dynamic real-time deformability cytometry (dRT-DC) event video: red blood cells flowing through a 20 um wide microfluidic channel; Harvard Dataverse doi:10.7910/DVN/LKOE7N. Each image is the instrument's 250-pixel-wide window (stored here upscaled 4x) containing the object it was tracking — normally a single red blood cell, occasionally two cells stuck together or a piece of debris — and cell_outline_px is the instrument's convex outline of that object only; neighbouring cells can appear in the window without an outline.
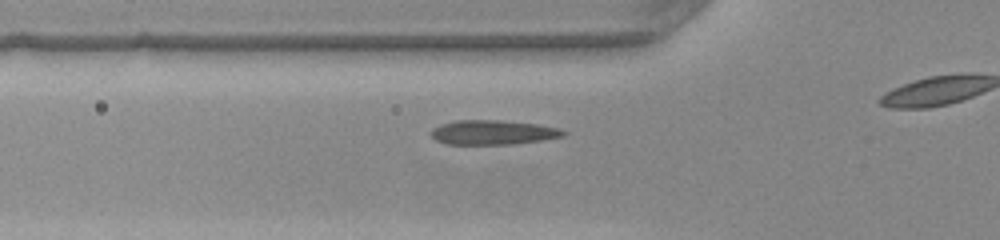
{"species": "common noctule bat (a hibernating species)", "species_latin": "Nyctalus noctula", "temperature_condition": "warm", "stored_images_in_passage": 10, "camera_frame_rate_fps": 3000, "um_per_image_px": 0.085, "animal": {"sex": "female", "body_mass_g": 22.0, "forearm_length_mm": 56.7}, "frame": {"image": 1, "passage_image": 5, "time_ms": 1.333, "image_size_px": [1000, 240], "cell_outline_px": [[568, 132], [564, 136], [540, 140], [512, 144], [444, 144], [436, 140], [432, 136], [432, 128], [440, 124], [456, 120], [500, 120], [536, 124], [560, 128]], "centroid_in_image_um": [41.89, 11.25], "position_along_channel_um": 83.9, "area_um2": 18.84}}
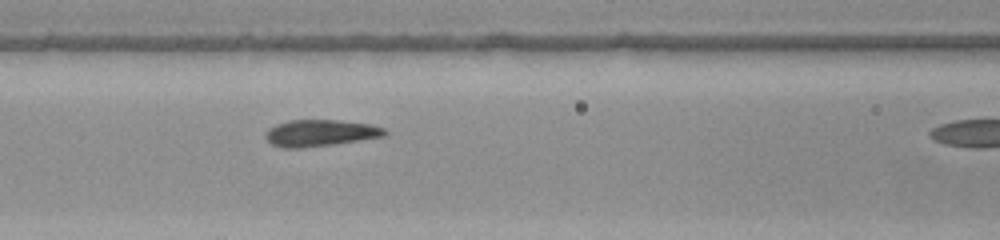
{"frame": {"image": 2, "passage_image": 9, "time_ms": 2.667, "image_size_px": [1000, 240], "cell_outline_px": [[388, 132], [384, 136], [360, 140], [332, 144], [300, 148], [284, 148], [272, 144], [264, 136], [268, 128], [276, 124], [288, 120], [340, 120], [372, 124], [384, 128]], "centroid_in_image_um": [27.22, 11.29], "position_along_channel_um": 139.4, "area_um2": 18.5}}